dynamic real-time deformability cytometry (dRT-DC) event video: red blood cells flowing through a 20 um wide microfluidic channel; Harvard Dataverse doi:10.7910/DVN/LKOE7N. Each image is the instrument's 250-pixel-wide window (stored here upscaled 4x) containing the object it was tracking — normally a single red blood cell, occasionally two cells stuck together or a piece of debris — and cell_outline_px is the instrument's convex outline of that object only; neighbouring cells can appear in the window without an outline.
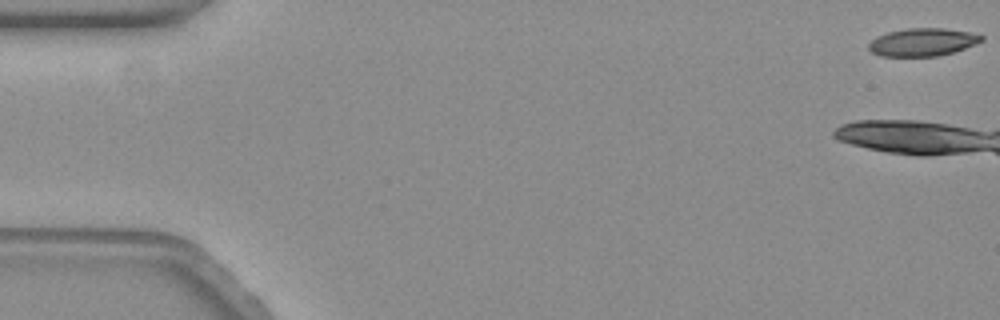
{"species": "common noctule bat (a hibernating species)", "species_latin": "Nyctalus noctula", "temperature_condition": "warm", "stored_images_in_passage": 10, "camera_frame_rate_fps": 3000, "um_per_image_px": 0.085, "animal": {"sex": "female", "body_mass_g": 19.3, "forearm_length_mm": 54.1}, "frame": {"image": 1, "passage_image": 1, "time_ms": 0.0, "image_size_px": [1000, 320], "cell_outline_px": [[984, 40], [964, 48], [952, 52], [936, 56], [880, 56], [872, 52], [868, 48], [868, 44], [876, 36], [888, 32], [908, 28], [944, 28], [968, 32], [984, 36]], "centroid_in_image_um": [78.39, 3.58], "position_along_channel_um": 6.6, "area_um2": 18.15}}